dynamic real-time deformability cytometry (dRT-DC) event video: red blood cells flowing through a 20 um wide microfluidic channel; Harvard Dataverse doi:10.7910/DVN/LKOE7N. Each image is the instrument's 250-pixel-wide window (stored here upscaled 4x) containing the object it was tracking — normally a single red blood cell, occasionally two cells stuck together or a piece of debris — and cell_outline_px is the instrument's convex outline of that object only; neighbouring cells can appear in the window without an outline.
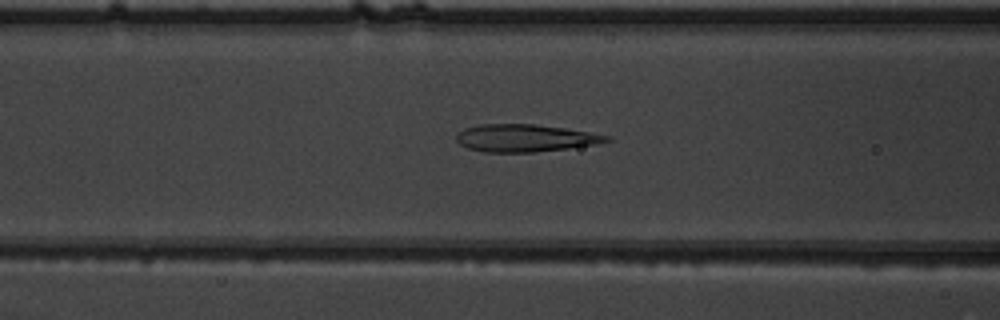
{"species": "common noctule bat (a hibernating species)", "species_latin": "Nyctalus noctula", "temperature_condition": "warm", "stored_images_in_passage": 31, "camera_frame_rate_fps": 3000, "um_per_image_px": 0.085, "animal": {"sex": "male", "body_mass_g": 19.5, "forearm_length_mm": 54.6}, "frame": {"image": 1, "passage_image": 5, "time_ms": 1.333, "image_size_px": [1000, 320], "cell_outline_px": [[612, 140], [596, 144], [568, 148], [536, 152], [484, 152], [468, 148], [460, 144], [456, 140], [456, 136], [464, 128], [480, 124], [532, 124], [564, 128], [588, 132], [608, 136]], "centroid_in_image_um": [44.6, 11.74], "position_along_channel_um": 122.0, "area_um2": 23.81}}
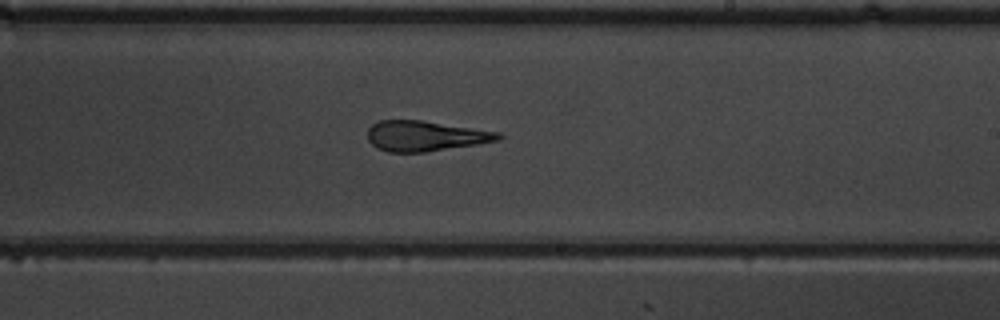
{"frame": {"image": 2, "passage_image": 15, "time_ms": 4.667, "image_size_px": [1000, 320], "cell_outline_px": [[504, 136], [500, 140], [476, 144], [424, 152], [388, 152], [376, 148], [368, 140], [368, 128], [372, 124], [380, 120], [424, 120], [500, 132]], "centroid_in_image_um": [36.15, 11.55], "position_along_channel_um": 252.9, "area_um2": 23.18}}
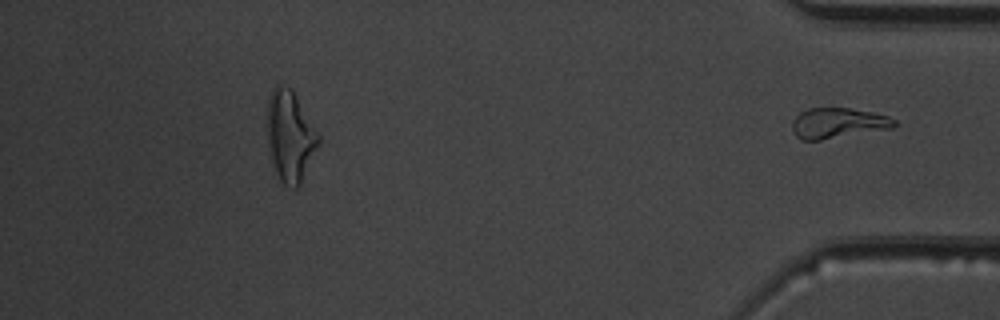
{"frame": {"image": 3, "passage_image": 31, "time_ms": 10.0, "image_size_px": [1000, 320], "cell_outline_px": [[896, 124], [892, 128], [820, 140], [800, 140], [796, 136], [792, 128], [792, 120], [800, 112], [808, 108], [848, 108], [872, 112], [888, 116], [896, 120]], "centroid_in_image_um": [71.2, 10.46], "position_along_channel_um": 364.0, "area_um2": 18.03}}